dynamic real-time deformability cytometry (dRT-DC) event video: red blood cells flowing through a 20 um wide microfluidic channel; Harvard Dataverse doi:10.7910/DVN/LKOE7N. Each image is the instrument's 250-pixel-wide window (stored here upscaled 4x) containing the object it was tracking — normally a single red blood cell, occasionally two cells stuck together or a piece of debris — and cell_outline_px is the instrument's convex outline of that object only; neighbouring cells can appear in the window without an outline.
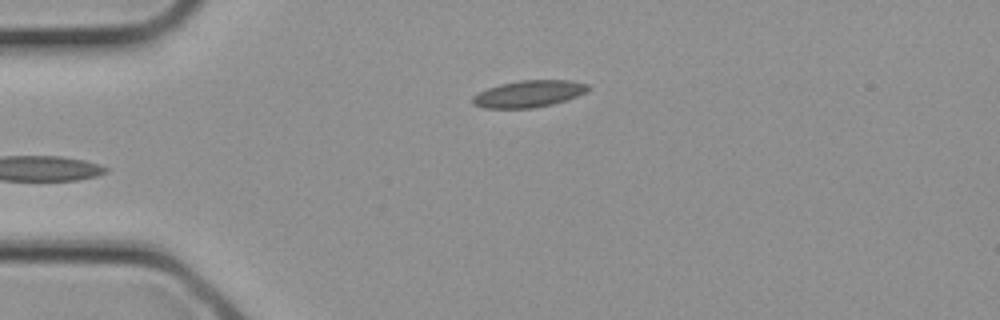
{"species": "common noctule bat (a hibernating species)", "species_latin": "Nyctalus noctula", "temperature_condition": "cold", "stored_images_in_passage": 4, "camera_frame_rate_fps": 3000, "um_per_image_px": 0.085, "animal": {"sex": "female", "body_mass_g": 21.9}, "frame": {"image": 1, "passage_image": 4, "time_ms": 1.0, "image_size_px": [1000, 320], "cell_outline_px": [[592, 88], [576, 96], [552, 104], [532, 108], [484, 108], [472, 104], [472, 96], [488, 88], [500, 84], [520, 80], [572, 80], [588, 84]], "centroid_in_image_um": [44.94, 7.97], "position_along_channel_um": 40.1, "area_um2": 17.98}}